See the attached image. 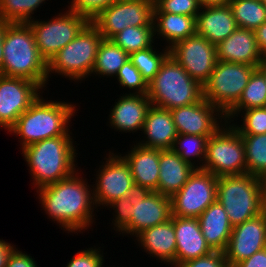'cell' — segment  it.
<instances>
[{"instance_id": "obj_36", "label": "cell", "mask_w": 266, "mask_h": 267, "mask_svg": "<svg viewBox=\"0 0 266 267\" xmlns=\"http://www.w3.org/2000/svg\"><path fill=\"white\" fill-rule=\"evenodd\" d=\"M49 0H0V18L10 23H28Z\"/></svg>"}, {"instance_id": "obj_40", "label": "cell", "mask_w": 266, "mask_h": 267, "mask_svg": "<svg viewBox=\"0 0 266 267\" xmlns=\"http://www.w3.org/2000/svg\"><path fill=\"white\" fill-rule=\"evenodd\" d=\"M101 248L93 246L77 252L66 267H104L105 256Z\"/></svg>"}, {"instance_id": "obj_1", "label": "cell", "mask_w": 266, "mask_h": 267, "mask_svg": "<svg viewBox=\"0 0 266 267\" xmlns=\"http://www.w3.org/2000/svg\"><path fill=\"white\" fill-rule=\"evenodd\" d=\"M79 170L64 180L36 190V198L47 217L64 232L77 235L92 227L97 216L92 184H88Z\"/></svg>"}, {"instance_id": "obj_12", "label": "cell", "mask_w": 266, "mask_h": 267, "mask_svg": "<svg viewBox=\"0 0 266 267\" xmlns=\"http://www.w3.org/2000/svg\"><path fill=\"white\" fill-rule=\"evenodd\" d=\"M153 12V1L116 0L90 22L103 39H111L129 26H153Z\"/></svg>"}, {"instance_id": "obj_9", "label": "cell", "mask_w": 266, "mask_h": 267, "mask_svg": "<svg viewBox=\"0 0 266 267\" xmlns=\"http://www.w3.org/2000/svg\"><path fill=\"white\" fill-rule=\"evenodd\" d=\"M256 68L217 60L209 80L203 85V97L225 115L240 99Z\"/></svg>"}, {"instance_id": "obj_33", "label": "cell", "mask_w": 266, "mask_h": 267, "mask_svg": "<svg viewBox=\"0 0 266 267\" xmlns=\"http://www.w3.org/2000/svg\"><path fill=\"white\" fill-rule=\"evenodd\" d=\"M111 40L128 54L158 44L155 40L153 26H129L114 35Z\"/></svg>"}, {"instance_id": "obj_42", "label": "cell", "mask_w": 266, "mask_h": 267, "mask_svg": "<svg viewBox=\"0 0 266 267\" xmlns=\"http://www.w3.org/2000/svg\"><path fill=\"white\" fill-rule=\"evenodd\" d=\"M116 0H71L68 9L85 16L89 21L94 19L101 11L109 7Z\"/></svg>"}, {"instance_id": "obj_23", "label": "cell", "mask_w": 266, "mask_h": 267, "mask_svg": "<svg viewBox=\"0 0 266 267\" xmlns=\"http://www.w3.org/2000/svg\"><path fill=\"white\" fill-rule=\"evenodd\" d=\"M217 60L258 65L264 59L252 30L237 28L229 37L216 46Z\"/></svg>"}, {"instance_id": "obj_44", "label": "cell", "mask_w": 266, "mask_h": 267, "mask_svg": "<svg viewBox=\"0 0 266 267\" xmlns=\"http://www.w3.org/2000/svg\"><path fill=\"white\" fill-rule=\"evenodd\" d=\"M6 267H39L35 258L26 252L18 250V247L10 255Z\"/></svg>"}, {"instance_id": "obj_11", "label": "cell", "mask_w": 266, "mask_h": 267, "mask_svg": "<svg viewBox=\"0 0 266 267\" xmlns=\"http://www.w3.org/2000/svg\"><path fill=\"white\" fill-rule=\"evenodd\" d=\"M133 205L129 224L118 234L136 237L145 229L171 219V198L133 184L126 195Z\"/></svg>"}, {"instance_id": "obj_14", "label": "cell", "mask_w": 266, "mask_h": 267, "mask_svg": "<svg viewBox=\"0 0 266 267\" xmlns=\"http://www.w3.org/2000/svg\"><path fill=\"white\" fill-rule=\"evenodd\" d=\"M100 164L102 165H99V169L94 174L96 182L92 184L97 210L100 206L101 209L103 207L105 209L114 200L125 197L134 184L129 165L118 153L109 150Z\"/></svg>"}, {"instance_id": "obj_48", "label": "cell", "mask_w": 266, "mask_h": 267, "mask_svg": "<svg viewBox=\"0 0 266 267\" xmlns=\"http://www.w3.org/2000/svg\"><path fill=\"white\" fill-rule=\"evenodd\" d=\"M9 24L10 22H7L3 18H0V73L2 71L3 60H4L3 44H4L5 32Z\"/></svg>"}, {"instance_id": "obj_51", "label": "cell", "mask_w": 266, "mask_h": 267, "mask_svg": "<svg viewBox=\"0 0 266 267\" xmlns=\"http://www.w3.org/2000/svg\"><path fill=\"white\" fill-rule=\"evenodd\" d=\"M262 73L266 81V61L263 59L257 67Z\"/></svg>"}, {"instance_id": "obj_7", "label": "cell", "mask_w": 266, "mask_h": 267, "mask_svg": "<svg viewBox=\"0 0 266 267\" xmlns=\"http://www.w3.org/2000/svg\"><path fill=\"white\" fill-rule=\"evenodd\" d=\"M103 36L89 22L79 34L48 62V82L57 74L73 83L91 77L97 51ZM53 73V74H52ZM50 77V78H49Z\"/></svg>"}, {"instance_id": "obj_39", "label": "cell", "mask_w": 266, "mask_h": 267, "mask_svg": "<svg viewBox=\"0 0 266 267\" xmlns=\"http://www.w3.org/2000/svg\"><path fill=\"white\" fill-rule=\"evenodd\" d=\"M201 10L199 0H155L154 12H169L187 16H197Z\"/></svg>"}, {"instance_id": "obj_16", "label": "cell", "mask_w": 266, "mask_h": 267, "mask_svg": "<svg viewBox=\"0 0 266 267\" xmlns=\"http://www.w3.org/2000/svg\"><path fill=\"white\" fill-rule=\"evenodd\" d=\"M43 93V89L33 81L0 74V129L8 132Z\"/></svg>"}, {"instance_id": "obj_13", "label": "cell", "mask_w": 266, "mask_h": 267, "mask_svg": "<svg viewBox=\"0 0 266 267\" xmlns=\"http://www.w3.org/2000/svg\"><path fill=\"white\" fill-rule=\"evenodd\" d=\"M217 181L213 173L195 169L184 186L171 197L172 216L198 218L217 200Z\"/></svg>"}, {"instance_id": "obj_10", "label": "cell", "mask_w": 266, "mask_h": 267, "mask_svg": "<svg viewBox=\"0 0 266 267\" xmlns=\"http://www.w3.org/2000/svg\"><path fill=\"white\" fill-rule=\"evenodd\" d=\"M61 11L50 20L42 21L35 18L28 22L38 50L47 62L90 22L85 16L69 9Z\"/></svg>"}, {"instance_id": "obj_24", "label": "cell", "mask_w": 266, "mask_h": 267, "mask_svg": "<svg viewBox=\"0 0 266 267\" xmlns=\"http://www.w3.org/2000/svg\"><path fill=\"white\" fill-rule=\"evenodd\" d=\"M238 28L229 5L201 7L196 16V34L218 45Z\"/></svg>"}, {"instance_id": "obj_15", "label": "cell", "mask_w": 266, "mask_h": 267, "mask_svg": "<svg viewBox=\"0 0 266 267\" xmlns=\"http://www.w3.org/2000/svg\"><path fill=\"white\" fill-rule=\"evenodd\" d=\"M170 55L202 86L209 80L217 62L216 45L198 34L178 41L170 48Z\"/></svg>"}, {"instance_id": "obj_5", "label": "cell", "mask_w": 266, "mask_h": 267, "mask_svg": "<svg viewBox=\"0 0 266 267\" xmlns=\"http://www.w3.org/2000/svg\"><path fill=\"white\" fill-rule=\"evenodd\" d=\"M147 96L153 106L172 110L200 101L203 86L169 55L148 83Z\"/></svg>"}, {"instance_id": "obj_41", "label": "cell", "mask_w": 266, "mask_h": 267, "mask_svg": "<svg viewBox=\"0 0 266 267\" xmlns=\"http://www.w3.org/2000/svg\"><path fill=\"white\" fill-rule=\"evenodd\" d=\"M132 204L129 202L127 196L119 198L111 202L105 207L108 210H114L113 219H112V230L114 229L116 233H120L130 222L131 220V210ZM112 208V209H110Z\"/></svg>"}, {"instance_id": "obj_47", "label": "cell", "mask_w": 266, "mask_h": 267, "mask_svg": "<svg viewBox=\"0 0 266 267\" xmlns=\"http://www.w3.org/2000/svg\"><path fill=\"white\" fill-rule=\"evenodd\" d=\"M256 43L263 57L266 56V22L254 30Z\"/></svg>"}, {"instance_id": "obj_49", "label": "cell", "mask_w": 266, "mask_h": 267, "mask_svg": "<svg viewBox=\"0 0 266 267\" xmlns=\"http://www.w3.org/2000/svg\"><path fill=\"white\" fill-rule=\"evenodd\" d=\"M201 7L208 6H226L229 5L231 0H199Z\"/></svg>"}, {"instance_id": "obj_20", "label": "cell", "mask_w": 266, "mask_h": 267, "mask_svg": "<svg viewBox=\"0 0 266 267\" xmlns=\"http://www.w3.org/2000/svg\"><path fill=\"white\" fill-rule=\"evenodd\" d=\"M137 240V241H136ZM151 258L169 267H176V239L173 216L170 220L140 232L135 240ZM168 264V265H167Z\"/></svg>"}, {"instance_id": "obj_46", "label": "cell", "mask_w": 266, "mask_h": 267, "mask_svg": "<svg viewBox=\"0 0 266 267\" xmlns=\"http://www.w3.org/2000/svg\"><path fill=\"white\" fill-rule=\"evenodd\" d=\"M15 246L8 241L0 239V267H6L10 255L17 248Z\"/></svg>"}, {"instance_id": "obj_29", "label": "cell", "mask_w": 266, "mask_h": 267, "mask_svg": "<svg viewBox=\"0 0 266 267\" xmlns=\"http://www.w3.org/2000/svg\"><path fill=\"white\" fill-rule=\"evenodd\" d=\"M129 60V54L117 46L111 39H103L99 45L91 77L113 78L124 63Z\"/></svg>"}, {"instance_id": "obj_43", "label": "cell", "mask_w": 266, "mask_h": 267, "mask_svg": "<svg viewBox=\"0 0 266 267\" xmlns=\"http://www.w3.org/2000/svg\"><path fill=\"white\" fill-rule=\"evenodd\" d=\"M177 267H228L224 252L212 251L210 254L186 261Z\"/></svg>"}, {"instance_id": "obj_4", "label": "cell", "mask_w": 266, "mask_h": 267, "mask_svg": "<svg viewBox=\"0 0 266 267\" xmlns=\"http://www.w3.org/2000/svg\"><path fill=\"white\" fill-rule=\"evenodd\" d=\"M1 75L24 78L46 90L48 62L40 54L28 23H10L3 44Z\"/></svg>"}, {"instance_id": "obj_38", "label": "cell", "mask_w": 266, "mask_h": 267, "mask_svg": "<svg viewBox=\"0 0 266 267\" xmlns=\"http://www.w3.org/2000/svg\"><path fill=\"white\" fill-rule=\"evenodd\" d=\"M113 79H117L121 89H129V94L148 93V83L130 60L124 63Z\"/></svg>"}, {"instance_id": "obj_22", "label": "cell", "mask_w": 266, "mask_h": 267, "mask_svg": "<svg viewBox=\"0 0 266 267\" xmlns=\"http://www.w3.org/2000/svg\"><path fill=\"white\" fill-rule=\"evenodd\" d=\"M176 239V267L212 252L207 245L198 218L173 216Z\"/></svg>"}, {"instance_id": "obj_8", "label": "cell", "mask_w": 266, "mask_h": 267, "mask_svg": "<svg viewBox=\"0 0 266 267\" xmlns=\"http://www.w3.org/2000/svg\"><path fill=\"white\" fill-rule=\"evenodd\" d=\"M202 169L216 177L247 173L244 142L231 123L225 122L208 138Z\"/></svg>"}, {"instance_id": "obj_17", "label": "cell", "mask_w": 266, "mask_h": 267, "mask_svg": "<svg viewBox=\"0 0 266 267\" xmlns=\"http://www.w3.org/2000/svg\"><path fill=\"white\" fill-rule=\"evenodd\" d=\"M170 112L178 134L212 136L226 122L225 115L204 97Z\"/></svg>"}, {"instance_id": "obj_26", "label": "cell", "mask_w": 266, "mask_h": 267, "mask_svg": "<svg viewBox=\"0 0 266 267\" xmlns=\"http://www.w3.org/2000/svg\"><path fill=\"white\" fill-rule=\"evenodd\" d=\"M159 180L156 192L172 197L188 181L195 168L171 150H159Z\"/></svg>"}, {"instance_id": "obj_21", "label": "cell", "mask_w": 266, "mask_h": 267, "mask_svg": "<svg viewBox=\"0 0 266 267\" xmlns=\"http://www.w3.org/2000/svg\"><path fill=\"white\" fill-rule=\"evenodd\" d=\"M141 131L145 139L140 138L134 142L158 150H171L178 135L170 110L153 105L147 112Z\"/></svg>"}, {"instance_id": "obj_27", "label": "cell", "mask_w": 266, "mask_h": 267, "mask_svg": "<svg viewBox=\"0 0 266 267\" xmlns=\"http://www.w3.org/2000/svg\"><path fill=\"white\" fill-rule=\"evenodd\" d=\"M198 220L203 237L211 250L225 252L233 227L219 201L216 200L207 207Z\"/></svg>"}, {"instance_id": "obj_31", "label": "cell", "mask_w": 266, "mask_h": 267, "mask_svg": "<svg viewBox=\"0 0 266 267\" xmlns=\"http://www.w3.org/2000/svg\"><path fill=\"white\" fill-rule=\"evenodd\" d=\"M210 136L178 134L172 150L195 169H202Z\"/></svg>"}, {"instance_id": "obj_50", "label": "cell", "mask_w": 266, "mask_h": 267, "mask_svg": "<svg viewBox=\"0 0 266 267\" xmlns=\"http://www.w3.org/2000/svg\"><path fill=\"white\" fill-rule=\"evenodd\" d=\"M263 212L266 214V177L262 179Z\"/></svg>"}, {"instance_id": "obj_3", "label": "cell", "mask_w": 266, "mask_h": 267, "mask_svg": "<svg viewBox=\"0 0 266 267\" xmlns=\"http://www.w3.org/2000/svg\"><path fill=\"white\" fill-rule=\"evenodd\" d=\"M79 111L77 105L68 101L46 100L42 94L17 119L8 131L18 137L20 149L36 142L61 135H72L71 118Z\"/></svg>"}, {"instance_id": "obj_25", "label": "cell", "mask_w": 266, "mask_h": 267, "mask_svg": "<svg viewBox=\"0 0 266 267\" xmlns=\"http://www.w3.org/2000/svg\"><path fill=\"white\" fill-rule=\"evenodd\" d=\"M127 153H118L129 165L134 183L156 191L159 180V150L133 145Z\"/></svg>"}, {"instance_id": "obj_6", "label": "cell", "mask_w": 266, "mask_h": 267, "mask_svg": "<svg viewBox=\"0 0 266 267\" xmlns=\"http://www.w3.org/2000/svg\"><path fill=\"white\" fill-rule=\"evenodd\" d=\"M217 200L232 227L263 213L262 178L249 173L218 177Z\"/></svg>"}, {"instance_id": "obj_34", "label": "cell", "mask_w": 266, "mask_h": 267, "mask_svg": "<svg viewBox=\"0 0 266 267\" xmlns=\"http://www.w3.org/2000/svg\"><path fill=\"white\" fill-rule=\"evenodd\" d=\"M244 147L247 173L266 177V134H241Z\"/></svg>"}, {"instance_id": "obj_52", "label": "cell", "mask_w": 266, "mask_h": 267, "mask_svg": "<svg viewBox=\"0 0 266 267\" xmlns=\"http://www.w3.org/2000/svg\"><path fill=\"white\" fill-rule=\"evenodd\" d=\"M266 6V0H260Z\"/></svg>"}, {"instance_id": "obj_19", "label": "cell", "mask_w": 266, "mask_h": 267, "mask_svg": "<svg viewBox=\"0 0 266 267\" xmlns=\"http://www.w3.org/2000/svg\"><path fill=\"white\" fill-rule=\"evenodd\" d=\"M151 105L147 94L123 93L111 106L107 124L121 133H138Z\"/></svg>"}, {"instance_id": "obj_2", "label": "cell", "mask_w": 266, "mask_h": 267, "mask_svg": "<svg viewBox=\"0 0 266 267\" xmlns=\"http://www.w3.org/2000/svg\"><path fill=\"white\" fill-rule=\"evenodd\" d=\"M73 138L72 135H61L36 142L21 150L35 190L64 180L79 169L78 163L76 164L77 145Z\"/></svg>"}, {"instance_id": "obj_37", "label": "cell", "mask_w": 266, "mask_h": 267, "mask_svg": "<svg viewBox=\"0 0 266 267\" xmlns=\"http://www.w3.org/2000/svg\"><path fill=\"white\" fill-rule=\"evenodd\" d=\"M239 116H242L239 122V124L241 123L240 125L237 124ZM229 123H231L240 134H266V110L263 107L242 110L236 115V118L232 119V122Z\"/></svg>"}, {"instance_id": "obj_30", "label": "cell", "mask_w": 266, "mask_h": 267, "mask_svg": "<svg viewBox=\"0 0 266 267\" xmlns=\"http://www.w3.org/2000/svg\"><path fill=\"white\" fill-rule=\"evenodd\" d=\"M266 103V81L263 73L256 68L238 102L225 114L226 122H232L236 115L250 108L264 107Z\"/></svg>"}, {"instance_id": "obj_18", "label": "cell", "mask_w": 266, "mask_h": 267, "mask_svg": "<svg viewBox=\"0 0 266 267\" xmlns=\"http://www.w3.org/2000/svg\"><path fill=\"white\" fill-rule=\"evenodd\" d=\"M266 248V214L263 212L232 228L225 250L228 267H234L257 251Z\"/></svg>"}, {"instance_id": "obj_35", "label": "cell", "mask_w": 266, "mask_h": 267, "mask_svg": "<svg viewBox=\"0 0 266 267\" xmlns=\"http://www.w3.org/2000/svg\"><path fill=\"white\" fill-rule=\"evenodd\" d=\"M154 44L152 47L135 51L129 54V60L142 74V77L149 83L161 68L162 63L170 55V49L167 47L159 51ZM158 50V51H157ZM157 51V52H156Z\"/></svg>"}, {"instance_id": "obj_45", "label": "cell", "mask_w": 266, "mask_h": 267, "mask_svg": "<svg viewBox=\"0 0 266 267\" xmlns=\"http://www.w3.org/2000/svg\"><path fill=\"white\" fill-rule=\"evenodd\" d=\"M234 267H266V248L257 251L251 257L242 260Z\"/></svg>"}, {"instance_id": "obj_32", "label": "cell", "mask_w": 266, "mask_h": 267, "mask_svg": "<svg viewBox=\"0 0 266 267\" xmlns=\"http://www.w3.org/2000/svg\"><path fill=\"white\" fill-rule=\"evenodd\" d=\"M229 6L238 28L254 31L266 22V6L260 0H231Z\"/></svg>"}, {"instance_id": "obj_28", "label": "cell", "mask_w": 266, "mask_h": 267, "mask_svg": "<svg viewBox=\"0 0 266 267\" xmlns=\"http://www.w3.org/2000/svg\"><path fill=\"white\" fill-rule=\"evenodd\" d=\"M153 27L155 40L164 39L163 44L170 49L178 41L196 34V16L153 12Z\"/></svg>"}]
</instances>
